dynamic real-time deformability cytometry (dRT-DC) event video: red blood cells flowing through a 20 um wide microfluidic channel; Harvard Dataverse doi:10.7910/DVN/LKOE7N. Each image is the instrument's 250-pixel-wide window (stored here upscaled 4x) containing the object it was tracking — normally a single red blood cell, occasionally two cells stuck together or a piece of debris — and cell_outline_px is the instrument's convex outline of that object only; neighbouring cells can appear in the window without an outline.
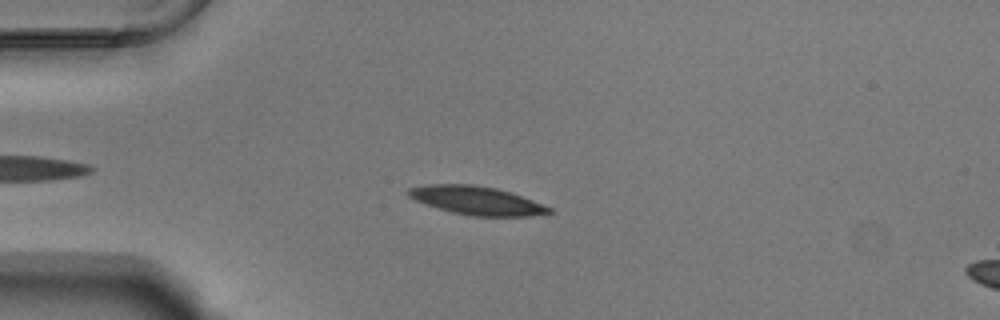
{"species": "Egyptian fruit bat (a non-hibernating species)", "species_latin": "Rousettus aegyptiacus", "temperature_condition": "warm", "stored_images_in_passage": 41, "camera_frame_rate_fps": 3000, "um_per_image_px": 0.085, "animal": {"sex": "male"}, "frame": {"image": 1, "passage_image": 8, "time_ms": 2.333, "image_size_px": [1000, 320], "cell_outline_px": [[552, 212], [528, 216], [472, 216], [452, 212], [416, 200], [408, 196], [408, 188], [428, 184], [472, 184], [496, 188], [512, 192], [552, 208]], "centroid_in_image_um": [40.53, 17.03], "position_along_channel_um": 44.5, "area_um2": 23.06}}
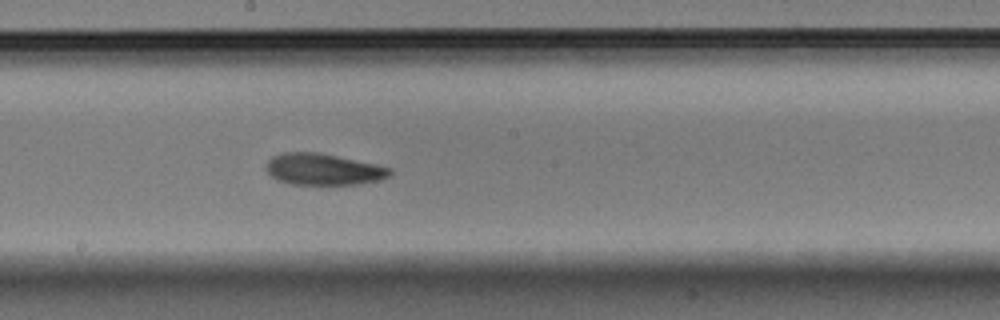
{"frame": {"image": 2, "passage_image": 24, "time_ms": 7.667, "image_size_px": [1000, 320], "cell_outline_px": [[392, 172], [388, 176], [380, 180], [356, 184], [288, 184], [276, 180], [268, 172], [268, 160], [272, 156], [284, 152], [316, 152], [376, 164], [392, 168]], "centroid_in_image_um": [27.48, 14.39], "position_along_channel_um": 220.7, "area_um2": 22.48}}
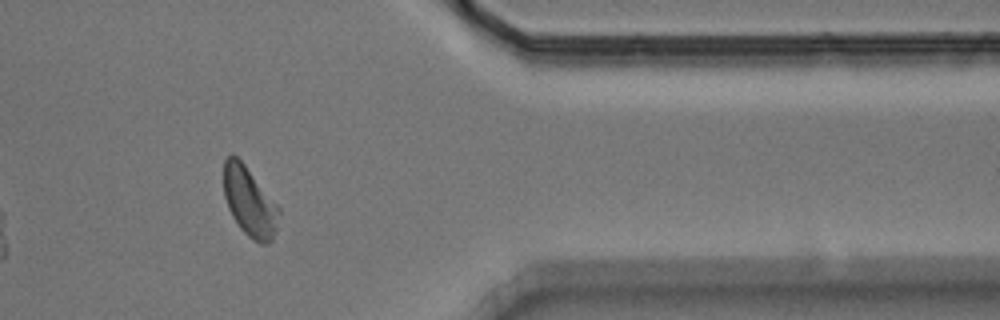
{"frame": {"image": 3, "passage_image": 39, "time_ms": 12.667, "image_size_px": [1000, 320], "cell_outline_px": [[280, 212], [276, 232], [272, 240], [268, 244], [260, 244], [252, 240], [240, 228], [232, 216], [228, 208], [224, 196], [224, 160], [232, 152], [244, 164], [280, 208]], "centroid_in_image_um": [21.21, 17.18], "position_along_channel_um": 390.2, "area_um2": 22.31}, "authors_computed_cell_mechanics": {"area_um2": 22.9466, "velocity_mm_per_s": 3.735, "shape_relaxation_time_tau1_ms": 2.5704, "shape_relaxation_time_tau2_ms": 2.5646, "deformation_change_tau1": 0.118, "deformation_change_tau2": 0.088}}